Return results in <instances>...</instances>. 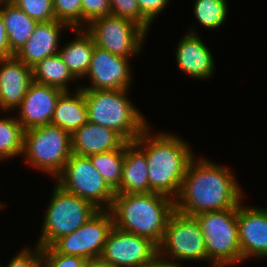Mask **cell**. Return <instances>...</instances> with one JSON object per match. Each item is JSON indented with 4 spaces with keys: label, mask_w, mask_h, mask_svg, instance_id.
<instances>
[{
    "label": "cell",
    "mask_w": 267,
    "mask_h": 267,
    "mask_svg": "<svg viewBox=\"0 0 267 267\" xmlns=\"http://www.w3.org/2000/svg\"><path fill=\"white\" fill-rule=\"evenodd\" d=\"M199 160V161H198ZM196 157L189 163L175 210L188 216L235 208L242 203V191L235 175L209 159Z\"/></svg>",
    "instance_id": "1"
},
{
    "label": "cell",
    "mask_w": 267,
    "mask_h": 267,
    "mask_svg": "<svg viewBox=\"0 0 267 267\" xmlns=\"http://www.w3.org/2000/svg\"><path fill=\"white\" fill-rule=\"evenodd\" d=\"M150 130L148 126L136 139L145 149L149 193L164 194L176 200L188 165L195 156L179 136L164 132L150 136Z\"/></svg>",
    "instance_id": "2"
},
{
    "label": "cell",
    "mask_w": 267,
    "mask_h": 267,
    "mask_svg": "<svg viewBox=\"0 0 267 267\" xmlns=\"http://www.w3.org/2000/svg\"><path fill=\"white\" fill-rule=\"evenodd\" d=\"M118 229L161 243L175 200L160 193L115 194L109 209Z\"/></svg>",
    "instance_id": "3"
},
{
    "label": "cell",
    "mask_w": 267,
    "mask_h": 267,
    "mask_svg": "<svg viewBox=\"0 0 267 267\" xmlns=\"http://www.w3.org/2000/svg\"><path fill=\"white\" fill-rule=\"evenodd\" d=\"M88 121L110 128L126 142H133L149 126L140 111L129 101L128 89H83Z\"/></svg>",
    "instance_id": "4"
},
{
    "label": "cell",
    "mask_w": 267,
    "mask_h": 267,
    "mask_svg": "<svg viewBox=\"0 0 267 267\" xmlns=\"http://www.w3.org/2000/svg\"><path fill=\"white\" fill-rule=\"evenodd\" d=\"M237 210L238 206L194 216L205 239L207 261L214 267L242 262Z\"/></svg>",
    "instance_id": "5"
},
{
    "label": "cell",
    "mask_w": 267,
    "mask_h": 267,
    "mask_svg": "<svg viewBox=\"0 0 267 267\" xmlns=\"http://www.w3.org/2000/svg\"><path fill=\"white\" fill-rule=\"evenodd\" d=\"M54 187L36 244L41 248L49 247L60 237L75 232L99 211L90 202L66 192L59 185Z\"/></svg>",
    "instance_id": "6"
},
{
    "label": "cell",
    "mask_w": 267,
    "mask_h": 267,
    "mask_svg": "<svg viewBox=\"0 0 267 267\" xmlns=\"http://www.w3.org/2000/svg\"><path fill=\"white\" fill-rule=\"evenodd\" d=\"M72 154L71 134L51 124L25 130L23 156L38 170L57 177Z\"/></svg>",
    "instance_id": "7"
},
{
    "label": "cell",
    "mask_w": 267,
    "mask_h": 267,
    "mask_svg": "<svg viewBox=\"0 0 267 267\" xmlns=\"http://www.w3.org/2000/svg\"><path fill=\"white\" fill-rule=\"evenodd\" d=\"M55 182L66 192L83 198L99 210L111 208L115 192L97 172L89 157L72 153Z\"/></svg>",
    "instance_id": "8"
},
{
    "label": "cell",
    "mask_w": 267,
    "mask_h": 267,
    "mask_svg": "<svg viewBox=\"0 0 267 267\" xmlns=\"http://www.w3.org/2000/svg\"><path fill=\"white\" fill-rule=\"evenodd\" d=\"M158 255L173 262L174 259L207 261L205 239L195 217L176 210L171 214L158 245Z\"/></svg>",
    "instance_id": "9"
},
{
    "label": "cell",
    "mask_w": 267,
    "mask_h": 267,
    "mask_svg": "<svg viewBox=\"0 0 267 267\" xmlns=\"http://www.w3.org/2000/svg\"><path fill=\"white\" fill-rule=\"evenodd\" d=\"M85 29L97 47L126 58L141 52L148 34L135 22L112 14L93 20Z\"/></svg>",
    "instance_id": "10"
},
{
    "label": "cell",
    "mask_w": 267,
    "mask_h": 267,
    "mask_svg": "<svg viewBox=\"0 0 267 267\" xmlns=\"http://www.w3.org/2000/svg\"><path fill=\"white\" fill-rule=\"evenodd\" d=\"M113 226L110 210H99L75 232L60 237L51 247L61 254L79 256L84 259L100 258Z\"/></svg>",
    "instance_id": "11"
},
{
    "label": "cell",
    "mask_w": 267,
    "mask_h": 267,
    "mask_svg": "<svg viewBox=\"0 0 267 267\" xmlns=\"http://www.w3.org/2000/svg\"><path fill=\"white\" fill-rule=\"evenodd\" d=\"M157 254L158 246L149 238L113 226L100 258L112 267H143Z\"/></svg>",
    "instance_id": "12"
},
{
    "label": "cell",
    "mask_w": 267,
    "mask_h": 267,
    "mask_svg": "<svg viewBox=\"0 0 267 267\" xmlns=\"http://www.w3.org/2000/svg\"><path fill=\"white\" fill-rule=\"evenodd\" d=\"M129 59L112 54L95 45L90 67L85 75L88 76L91 83L87 87L80 88L90 90L129 89L132 78Z\"/></svg>",
    "instance_id": "13"
},
{
    "label": "cell",
    "mask_w": 267,
    "mask_h": 267,
    "mask_svg": "<svg viewBox=\"0 0 267 267\" xmlns=\"http://www.w3.org/2000/svg\"><path fill=\"white\" fill-rule=\"evenodd\" d=\"M239 247L242 261L253 256L267 257V208L244 207L241 203L237 210Z\"/></svg>",
    "instance_id": "14"
},
{
    "label": "cell",
    "mask_w": 267,
    "mask_h": 267,
    "mask_svg": "<svg viewBox=\"0 0 267 267\" xmlns=\"http://www.w3.org/2000/svg\"><path fill=\"white\" fill-rule=\"evenodd\" d=\"M63 92L59 88L33 81L17 108V120L25 130L50 124L57 100Z\"/></svg>",
    "instance_id": "15"
},
{
    "label": "cell",
    "mask_w": 267,
    "mask_h": 267,
    "mask_svg": "<svg viewBox=\"0 0 267 267\" xmlns=\"http://www.w3.org/2000/svg\"><path fill=\"white\" fill-rule=\"evenodd\" d=\"M32 82V67L15 56L0 58V109L18 108Z\"/></svg>",
    "instance_id": "16"
},
{
    "label": "cell",
    "mask_w": 267,
    "mask_h": 267,
    "mask_svg": "<svg viewBox=\"0 0 267 267\" xmlns=\"http://www.w3.org/2000/svg\"><path fill=\"white\" fill-rule=\"evenodd\" d=\"M193 28L181 38L176 49V62L184 73L197 79H209L214 70V59L211 51L195 33Z\"/></svg>",
    "instance_id": "17"
},
{
    "label": "cell",
    "mask_w": 267,
    "mask_h": 267,
    "mask_svg": "<svg viewBox=\"0 0 267 267\" xmlns=\"http://www.w3.org/2000/svg\"><path fill=\"white\" fill-rule=\"evenodd\" d=\"M65 27L69 26L57 20L39 22L26 44L14 56L27 66L33 67L44 58L58 54L60 32Z\"/></svg>",
    "instance_id": "18"
},
{
    "label": "cell",
    "mask_w": 267,
    "mask_h": 267,
    "mask_svg": "<svg viewBox=\"0 0 267 267\" xmlns=\"http://www.w3.org/2000/svg\"><path fill=\"white\" fill-rule=\"evenodd\" d=\"M72 153L89 157L120 148L126 141L114 130L87 122L71 134Z\"/></svg>",
    "instance_id": "19"
},
{
    "label": "cell",
    "mask_w": 267,
    "mask_h": 267,
    "mask_svg": "<svg viewBox=\"0 0 267 267\" xmlns=\"http://www.w3.org/2000/svg\"><path fill=\"white\" fill-rule=\"evenodd\" d=\"M149 193L148 166L145 149L135 140L125 142L122 178L115 194Z\"/></svg>",
    "instance_id": "20"
},
{
    "label": "cell",
    "mask_w": 267,
    "mask_h": 267,
    "mask_svg": "<svg viewBox=\"0 0 267 267\" xmlns=\"http://www.w3.org/2000/svg\"><path fill=\"white\" fill-rule=\"evenodd\" d=\"M76 89L73 95L69 91H64L60 95L50 123L69 134H73L88 122L84 90L80 87Z\"/></svg>",
    "instance_id": "21"
},
{
    "label": "cell",
    "mask_w": 267,
    "mask_h": 267,
    "mask_svg": "<svg viewBox=\"0 0 267 267\" xmlns=\"http://www.w3.org/2000/svg\"><path fill=\"white\" fill-rule=\"evenodd\" d=\"M83 30L82 28L74 29L77 34L75 40L72 39L58 51L60 58L76 80L85 77L88 72L95 46L92 35L85 28Z\"/></svg>",
    "instance_id": "22"
},
{
    "label": "cell",
    "mask_w": 267,
    "mask_h": 267,
    "mask_svg": "<svg viewBox=\"0 0 267 267\" xmlns=\"http://www.w3.org/2000/svg\"><path fill=\"white\" fill-rule=\"evenodd\" d=\"M3 22L8 35L10 51L15 54L34 32L38 22L30 18L11 1L0 2Z\"/></svg>",
    "instance_id": "23"
},
{
    "label": "cell",
    "mask_w": 267,
    "mask_h": 267,
    "mask_svg": "<svg viewBox=\"0 0 267 267\" xmlns=\"http://www.w3.org/2000/svg\"><path fill=\"white\" fill-rule=\"evenodd\" d=\"M33 81L69 91L68 83L76 78L62 61L59 54L46 57L32 67Z\"/></svg>",
    "instance_id": "24"
},
{
    "label": "cell",
    "mask_w": 267,
    "mask_h": 267,
    "mask_svg": "<svg viewBox=\"0 0 267 267\" xmlns=\"http://www.w3.org/2000/svg\"><path fill=\"white\" fill-rule=\"evenodd\" d=\"M125 157V143L118 149L89 156L93 166L115 192L121 182Z\"/></svg>",
    "instance_id": "25"
},
{
    "label": "cell",
    "mask_w": 267,
    "mask_h": 267,
    "mask_svg": "<svg viewBox=\"0 0 267 267\" xmlns=\"http://www.w3.org/2000/svg\"><path fill=\"white\" fill-rule=\"evenodd\" d=\"M25 129L17 117L0 119V160L23 154Z\"/></svg>",
    "instance_id": "26"
},
{
    "label": "cell",
    "mask_w": 267,
    "mask_h": 267,
    "mask_svg": "<svg viewBox=\"0 0 267 267\" xmlns=\"http://www.w3.org/2000/svg\"><path fill=\"white\" fill-rule=\"evenodd\" d=\"M193 8L197 21L207 29L219 28L228 15L226 0H195Z\"/></svg>",
    "instance_id": "27"
},
{
    "label": "cell",
    "mask_w": 267,
    "mask_h": 267,
    "mask_svg": "<svg viewBox=\"0 0 267 267\" xmlns=\"http://www.w3.org/2000/svg\"><path fill=\"white\" fill-rule=\"evenodd\" d=\"M53 10L57 21H61L69 28H82L81 0H53Z\"/></svg>",
    "instance_id": "28"
},
{
    "label": "cell",
    "mask_w": 267,
    "mask_h": 267,
    "mask_svg": "<svg viewBox=\"0 0 267 267\" xmlns=\"http://www.w3.org/2000/svg\"><path fill=\"white\" fill-rule=\"evenodd\" d=\"M23 10L30 18L39 22L56 20L53 0H10Z\"/></svg>",
    "instance_id": "29"
},
{
    "label": "cell",
    "mask_w": 267,
    "mask_h": 267,
    "mask_svg": "<svg viewBox=\"0 0 267 267\" xmlns=\"http://www.w3.org/2000/svg\"><path fill=\"white\" fill-rule=\"evenodd\" d=\"M111 14L129 19L146 32L149 30L151 23L141 14L138 0H110Z\"/></svg>",
    "instance_id": "30"
},
{
    "label": "cell",
    "mask_w": 267,
    "mask_h": 267,
    "mask_svg": "<svg viewBox=\"0 0 267 267\" xmlns=\"http://www.w3.org/2000/svg\"><path fill=\"white\" fill-rule=\"evenodd\" d=\"M84 258L57 253L51 246L42 248L41 267H83Z\"/></svg>",
    "instance_id": "31"
},
{
    "label": "cell",
    "mask_w": 267,
    "mask_h": 267,
    "mask_svg": "<svg viewBox=\"0 0 267 267\" xmlns=\"http://www.w3.org/2000/svg\"><path fill=\"white\" fill-rule=\"evenodd\" d=\"M81 2L82 29L99 17L111 15L110 0H81Z\"/></svg>",
    "instance_id": "32"
},
{
    "label": "cell",
    "mask_w": 267,
    "mask_h": 267,
    "mask_svg": "<svg viewBox=\"0 0 267 267\" xmlns=\"http://www.w3.org/2000/svg\"><path fill=\"white\" fill-rule=\"evenodd\" d=\"M42 248L36 245L33 252L31 249H25L16 254L6 267H41ZM0 267L1 266L0 264Z\"/></svg>",
    "instance_id": "33"
},
{
    "label": "cell",
    "mask_w": 267,
    "mask_h": 267,
    "mask_svg": "<svg viewBox=\"0 0 267 267\" xmlns=\"http://www.w3.org/2000/svg\"><path fill=\"white\" fill-rule=\"evenodd\" d=\"M170 0H138L141 14L152 23L161 11L166 8Z\"/></svg>",
    "instance_id": "34"
},
{
    "label": "cell",
    "mask_w": 267,
    "mask_h": 267,
    "mask_svg": "<svg viewBox=\"0 0 267 267\" xmlns=\"http://www.w3.org/2000/svg\"><path fill=\"white\" fill-rule=\"evenodd\" d=\"M14 54L10 51L8 35L3 22L1 6H0V58H10Z\"/></svg>",
    "instance_id": "35"
},
{
    "label": "cell",
    "mask_w": 267,
    "mask_h": 267,
    "mask_svg": "<svg viewBox=\"0 0 267 267\" xmlns=\"http://www.w3.org/2000/svg\"><path fill=\"white\" fill-rule=\"evenodd\" d=\"M146 267H183L178 263L160 257L158 254L146 264Z\"/></svg>",
    "instance_id": "36"
},
{
    "label": "cell",
    "mask_w": 267,
    "mask_h": 267,
    "mask_svg": "<svg viewBox=\"0 0 267 267\" xmlns=\"http://www.w3.org/2000/svg\"><path fill=\"white\" fill-rule=\"evenodd\" d=\"M83 267H112L101 258L86 259Z\"/></svg>",
    "instance_id": "37"
}]
</instances>
